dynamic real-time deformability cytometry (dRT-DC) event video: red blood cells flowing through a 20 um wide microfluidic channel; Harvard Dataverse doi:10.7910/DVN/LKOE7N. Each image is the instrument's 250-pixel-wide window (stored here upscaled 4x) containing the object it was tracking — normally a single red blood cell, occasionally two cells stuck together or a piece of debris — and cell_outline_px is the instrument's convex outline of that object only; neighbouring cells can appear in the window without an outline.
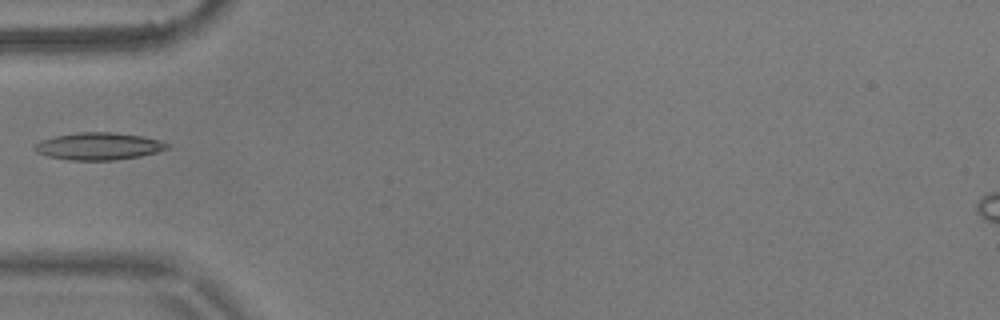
{"species": "common noctule bat (a hibernating species)", "species_latin": "Nyctalus noctula", "temperature_condition": "warm", "stored_images_in_passage": 6, "camera_frame_rate_fps": 3000, "um_per_image_px": 0.085, "animal": {"sex": "male", "body_mass_g": 17.9}, "frame": {"image": 1, "passage_image": 5, "time_ms": 1.333, "image_size_px": [1000, 320], "cell_outline_px": [[168, 148], [156, 152], [140, 156], [112, 160], [68, 160], [48, 156], [36, 152], [32, 148], [40, 140], [56, 136], [80, 132], [116, 132], [140, 136], [160, 140], [168, 144]], "centroid_in_image_um": [8.35, 12.43], "position_along_channel_um": 76.6, "area_um2": 20.92}}